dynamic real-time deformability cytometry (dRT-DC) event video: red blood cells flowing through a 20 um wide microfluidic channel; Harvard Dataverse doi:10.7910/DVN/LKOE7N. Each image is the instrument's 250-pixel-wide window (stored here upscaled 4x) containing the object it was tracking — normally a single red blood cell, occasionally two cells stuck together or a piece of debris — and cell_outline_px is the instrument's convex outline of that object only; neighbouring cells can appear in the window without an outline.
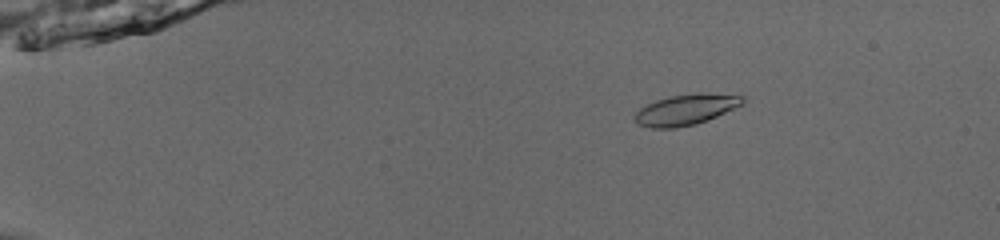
{"species": "common noctule bat (a hibernating species)", "species_latin": "Nyctalus noctula", "temperature_condition": "room temperature", "stored_images_in_passage": 55, "camera_frame_rate_fps": 3000, "um_per_image_px": 0.085, "animal": {"sex": "male", "body_mass_g": 13.0, "forearm_length_mm": 53.1}, "frame": {"image": 1, "passage_image": 11, "time_ms": 3.333, "image_size_px": [1000, 240], "cell_outline_px": [[744, 104], [708, 120], [696, 124], [676, 128], [652, 128], [640, 124], [632, 116], [640, 108], [656, 100], [672, 96], [696, 92], [708, 92], [744, 96]], "centroid_in_image_um": [58.34, 9.3], "position_along_channel_um": 26.7, "area_um2": 19.42}}
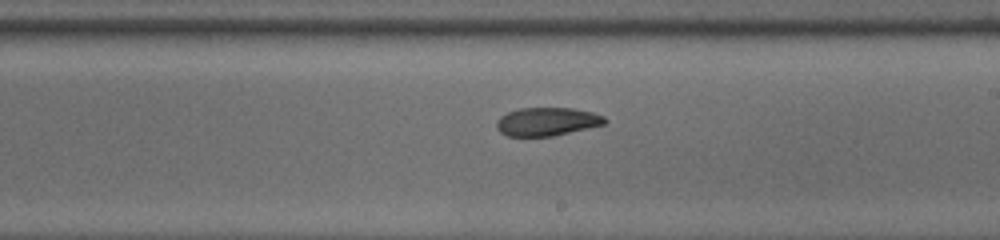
{"frame": {"image": 2, "passage_image": 35, "time_ms": 11.333, "image_size_px": [1000, 240], "cell_outline_px": [[608, 120], [604, 124], [552, 136], [508, 136], [500, 132], [496, 128], [496, 120], [500, 116], [508, 112], [520, 108], [572, 108], [592, 112], [604, 116]], "centroid_in_image_um": [46.47, 10.33], "position_along_channel_um": 242.5, "area_um2": 17.8}}
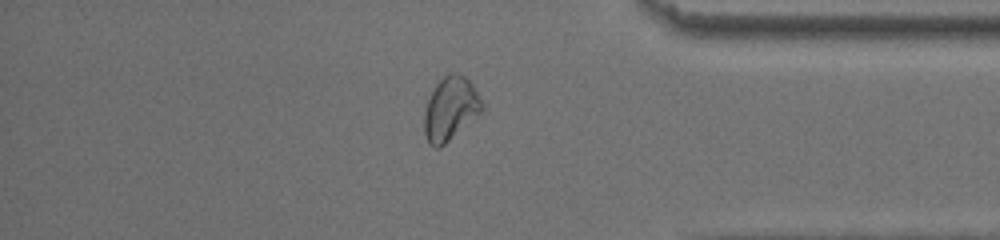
{"frame": {"image": 3, "passage_image": 48, "time_ms": 15.667, "image_size_px": [1000, 240], "cell_outline_px": [[484, 108], [480, 112], [440, 148], [432, 148], [428, 144], [424, 132], [424, 112], [428, 100], [436, 84], [448, 72], [456, 72], [464, 76], [472, 84], [484, 104]], "centroid_in_image_um": [38.26, 9.24], "position_along_channel_um": 396.9, "area_um2": 21.15}, "authors_computed_cell_mechanics": {"area_um2": 19.0162, "velocity_mm_per_s": 3.8469, "shape_relaxation_time_tau1_ms": 10.0184, "shape_relaxation_time_tau2_ms": 4.1172, "deformation_change_tau1": 0.1654, "deformation_change_tau2": 0.0908}}